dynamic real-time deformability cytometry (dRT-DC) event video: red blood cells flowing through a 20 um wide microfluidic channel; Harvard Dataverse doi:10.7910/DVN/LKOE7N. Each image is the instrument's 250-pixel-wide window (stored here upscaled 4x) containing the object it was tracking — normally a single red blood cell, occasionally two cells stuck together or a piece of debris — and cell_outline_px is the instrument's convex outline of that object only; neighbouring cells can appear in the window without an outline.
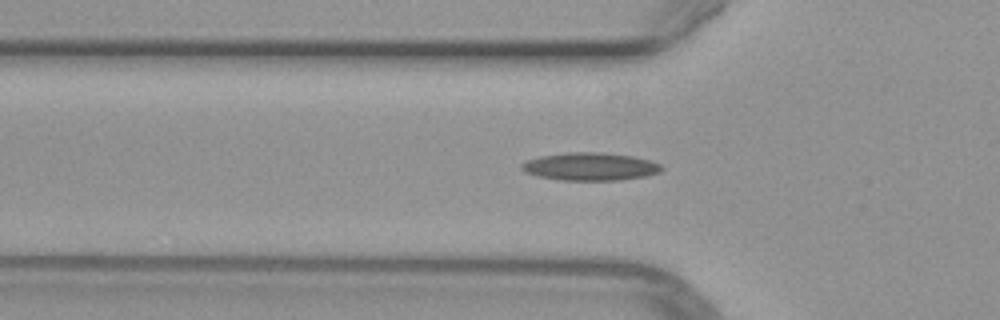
{"species": "common noctule bat (a hibernating species)", "species_latin": "Nyctalus noctula", "temperature_condition": "warm", "stored_images_in_passage": 45, "camera_frame_rate_fps": 3000, "um_per_image_px": 0.085, "animal": {"sex": "female", "body_mass_g": 29.2, "forearm_length_mm": 56.3}, "frame": {"image": 1, "passage_image": 17, "time_ms": 5.333, "image_size_px": [1000, 320], "cell_outline_px": [[664, 168], [660, 172], [644, 176], [620, 180], [564, 180], [536, 176], [524, 172], [520, 168], [520, 164], [528, 160], [540, 156], [568, 152], [600, 152], [632, 156], [648, 160], [660, 164]], "centroid_in_image_um": [50.14, 14.16], "position_along_channel_um": 75.7, "area_um2": 22.66}}
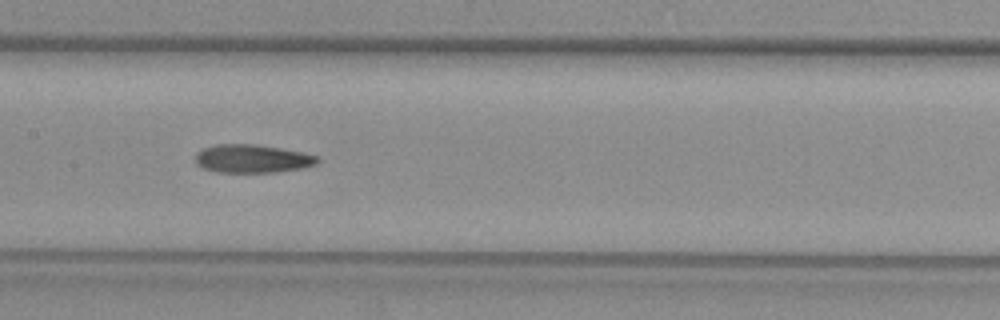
{"frame": {"image": 2, "passage_image": 25, "time_ms": 8.0, "image_size_px": [1000, 320], "cell_outline_px": [[320, 160], [316, 164], [300, 168], [276, 172], [216, 172], [204, 168], [196, 164], [196, 152], [204, 148], [216, 144], [256, 144], [304, 152], [320, 156]], "centroid_in_image_um": [21.46, 13.48], "position_along_channel_um": 185.9, "area_um2": 20.17}}
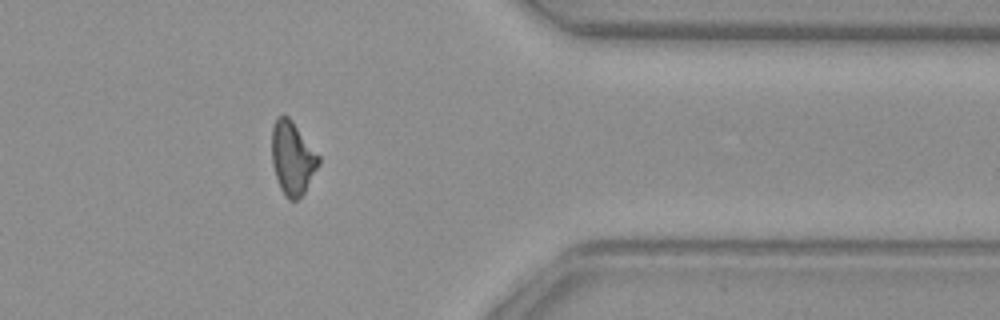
{"frame": {"image": 3, "passage_image": 41, "time_ms": 13.333, "image_size_px": [1000, 320], "cell_outline_px": [[320, 164], [304, 192], [296, 200], [288, 200], [284, 196], [280, 188], [272, 164], [272, 128], [276, 116], [288, 116], [292, 120], [320, 156]], "centroid_in_image_um": [24.86, 13.43], "position_along_channel_um": 386.5, "area_um2": 20.0}}